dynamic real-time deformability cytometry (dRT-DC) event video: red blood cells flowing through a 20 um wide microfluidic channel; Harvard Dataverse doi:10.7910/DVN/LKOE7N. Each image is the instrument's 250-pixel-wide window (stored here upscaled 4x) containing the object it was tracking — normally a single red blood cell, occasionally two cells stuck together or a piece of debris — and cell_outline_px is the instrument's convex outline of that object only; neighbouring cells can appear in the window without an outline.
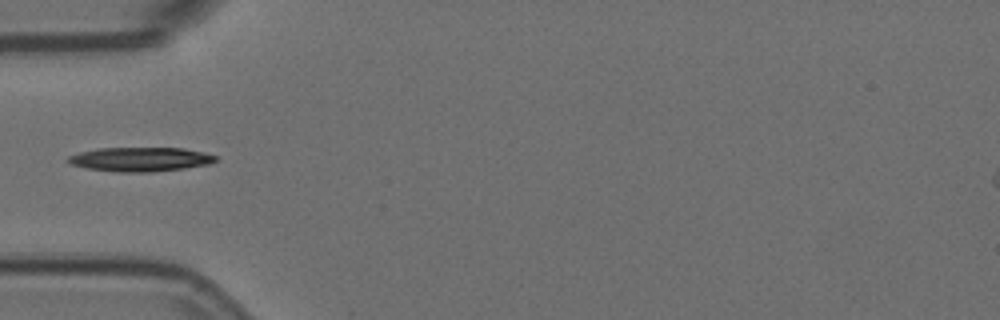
{"species": "Egyptian fruit bat (a non-hibernating species)", "species_latin": "Rousettus aegyptiacus", "temperature_condition": "room temperature", "stored_images_in_passage": 7, "camera_frame_rate_fps": 3000, "um_per_image_px": 0.085, "animal": {"sex": "female"}, "frame": {"image": 1, "passage_image": 5, "time_ms": 1.333, "image_size_px": [1000, 320], "cell_outline_px": [[216, 160], [208, 164], [184, 168], [152, 172], [116, 172], [88, 168], [72, 164], [68, 160], [68, 156], [80, 152], [100, 148], [184, 148], [204, 152], [216, 156]], "centroid_in_image_um": [11.95, 13.54], "position_along_channel_um": 73.1, "area_um2": 20.58}}
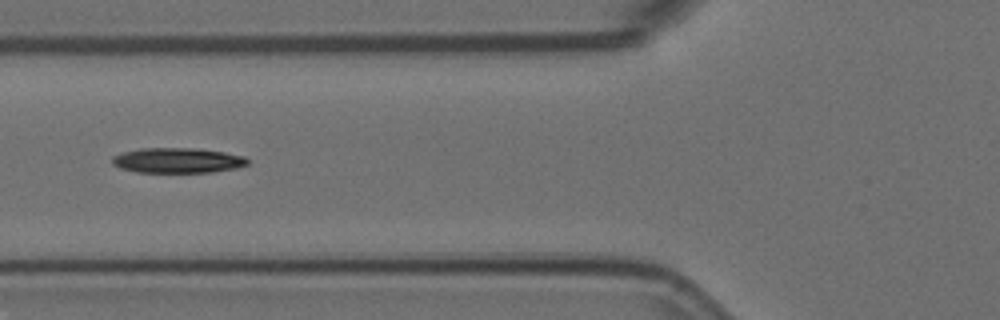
{"frame": {"image": 2, "passage_image": 6, "time_ms": 1.667, "image_size_px": [1000, 320], "cell_outline_px": [[248, 164], [236, 168], [212, 172], [136, 172], [120, 168], [112, 164], [112, 156], [124, 152], [140, 148], [196, 148], [224, 152], [244, 156], [248, 160]], "centroid_in_image_um": [15.08, 13.63], "position_along_channel_um": 110.7, "area_um2": 19.83}}
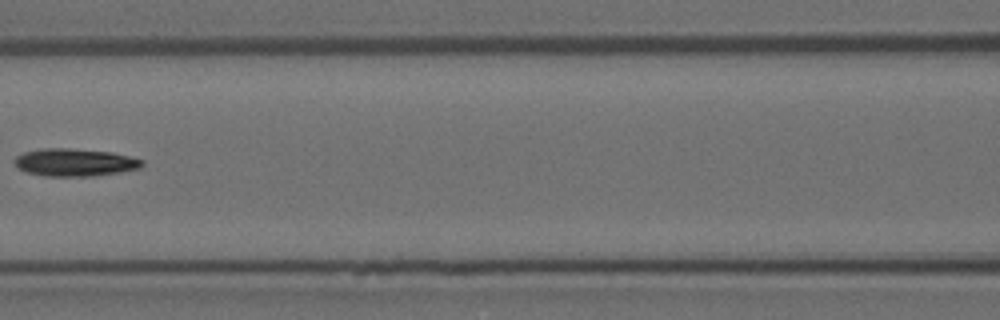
{"frame": {"image": 3, "passage_image": 7, "time_ms": 2.0, "image_size_px": [1000, 320], "cell_outline_px": [[144, 164], [140, 168], [120, 172], [92, 176], [44, 176], [24, 172], [12, 160], [16, 156], [24, 152], [44, 148], [68, 148], [112, 152], [144, 160]], "centroid_in_image_um": [6.35, 13.8], "position_along_channel_um": 160.3, "area_um2": 20.58}}